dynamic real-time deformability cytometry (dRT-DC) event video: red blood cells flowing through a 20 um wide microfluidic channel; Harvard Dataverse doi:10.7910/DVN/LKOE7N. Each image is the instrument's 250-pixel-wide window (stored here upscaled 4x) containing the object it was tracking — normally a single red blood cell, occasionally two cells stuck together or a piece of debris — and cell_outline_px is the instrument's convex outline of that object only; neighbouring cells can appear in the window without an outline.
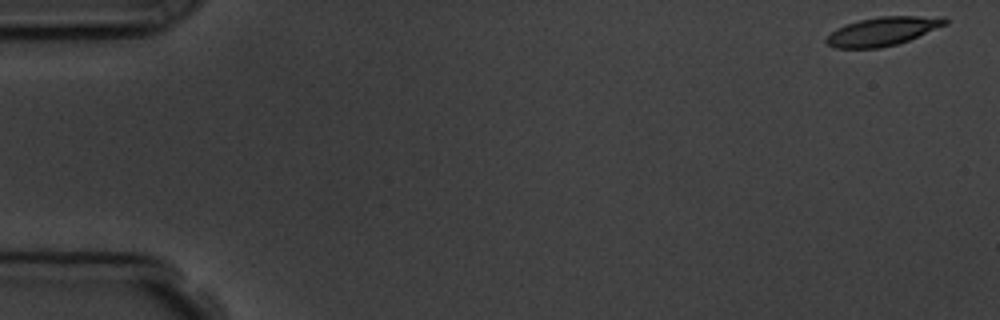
{"species": "common noctule bat (a hibernating species)", "species_latin": "Nyctalus noctula", "temperature_condition": "room temperature", "stored_images_in_passage": 5, "camera_frame_rate_fps": 3000, "um_per_image_px": 0.085, "animal": {"sex": "male", "body_mass_g": 19.5, "forearm_length_mm": 54.6}, "frame": {"image": 1, "passage_image": 1, "time_ms": 0.0, "image_size_px": [1000, 320], "cell_outline_px": [[948, 24], [908, 40], [896, 44], [880, 48], [836, 48], [828, 44], [824, 40], [836, 28], [844, 24], [860, 20], [880, 16], [944, 16], [948, 20]], "centroid_in_image_um": [75.05, 2.65], "position_along_channel_um": 10.0, "area_um2": 19.83}}
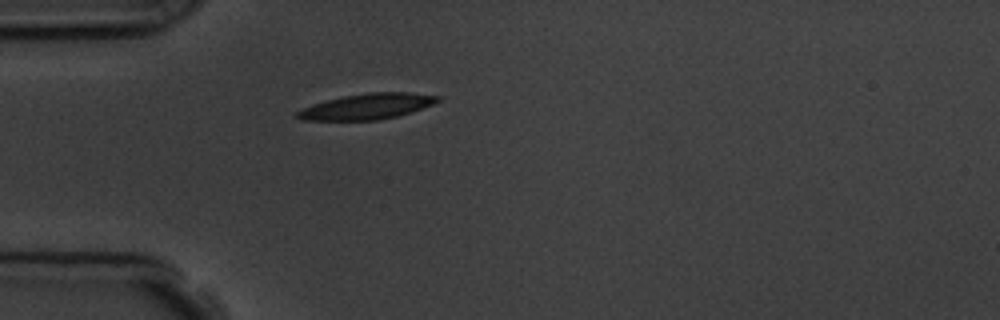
{"frame": {"image": 2, "passage_image": 5, "time_ms": 4.667, "image_size_px": [1000, 320], "cell_outline_px": [[444, 96], [440, 100], [432, 104], [396, 116], [376, 120], [300, 120], [296, 116], [296, 112], [312, 104], [344, 96], [368, 92], [408, 92]], "centroid_in_image_um": [31.2, 9.04], "position_along_channel_um": 53.8, "area_um2": 20.75}}